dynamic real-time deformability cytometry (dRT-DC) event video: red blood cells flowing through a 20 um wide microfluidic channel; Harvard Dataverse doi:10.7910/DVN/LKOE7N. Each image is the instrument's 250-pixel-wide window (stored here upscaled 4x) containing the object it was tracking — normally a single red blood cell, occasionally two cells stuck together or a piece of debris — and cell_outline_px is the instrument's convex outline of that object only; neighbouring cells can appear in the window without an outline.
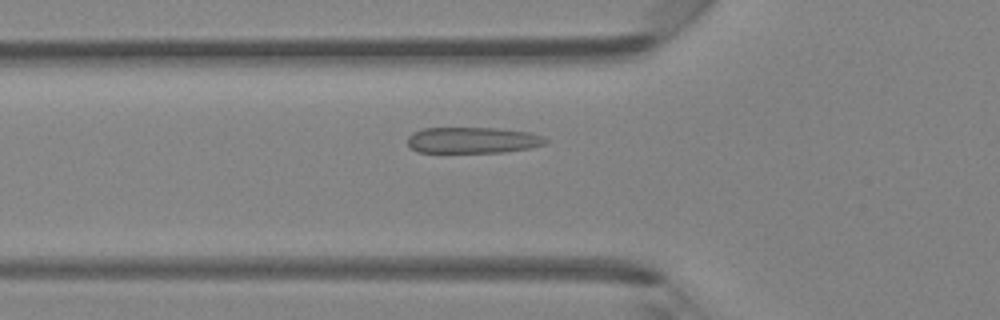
{"species": "Egyptian fruit bat (a non-hibernating species)", "species_latin": "Rousettus aegyptiacus", "temperature_condition": "room temperature", "stored_images_in_passage": 46, "camera_frame_rate_fps": 3000, "um_per_image_px": 0.085, "animal": {"sex": "female"}, "frame": {"image": 1, "passage_image": 16, "time_ms": 5.0, "image_size_px": [1000, 320], "cell_outline_px": [[548, 140], [544, 144], [532, 148], [504, 152], [420, 152], [412, 148], [408, 144], [408, 136], [412, 132], [424, 128], [496, 128], [528, 132], [540, 136]], "centroid_in_image_um": [40.17, 11.91], "position_along_channel_um": 85.6, "area_um2": 20.87}}
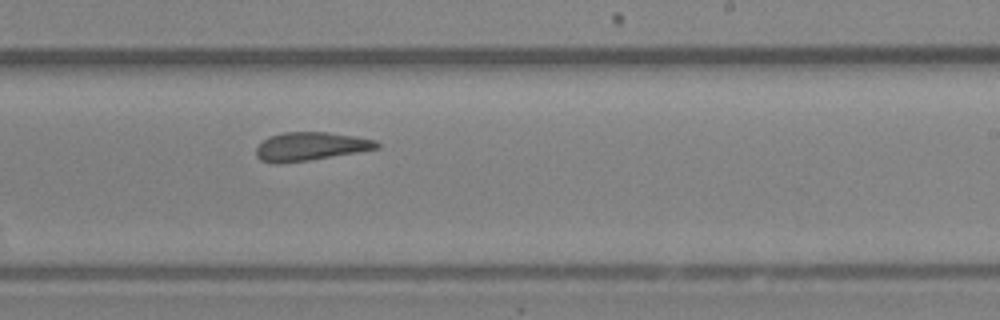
{"frame": {"image": 2, "passage_image": 28, "time_ms": 9.0, "image_size_px": [1000, 320], "cell_outline_px": [[380, 148], [308, 160], [276, 164], [260, 160], [256, 156], [256, 148], [268, 136], [284, 132], [328, 132], [356, 136], [376, 140], [380, 144]], "centroid_in_image_um": [26.38, 12.44], "position_along_channel_um": 262.6, "area_um2": 19.94}}
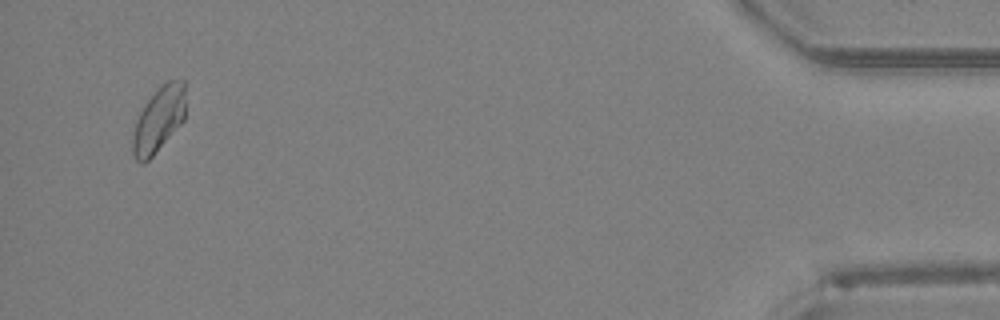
{"frame": {"image": 3, "passage_image": 44, "time_ms": 14.333, "image_size_px": [1000, 320], "cell_outline_px": [[184, 120], [152, 156], [144, 164], [140, 164], [132, 156], [132, 136], [136, 120], [144, 104], [160, 84], [168, 80], [184, 80]], "centroid_in_image_um": [13.45, 10.17], "position_along_channel_um": 421.8, "area_um2": 20.11}}